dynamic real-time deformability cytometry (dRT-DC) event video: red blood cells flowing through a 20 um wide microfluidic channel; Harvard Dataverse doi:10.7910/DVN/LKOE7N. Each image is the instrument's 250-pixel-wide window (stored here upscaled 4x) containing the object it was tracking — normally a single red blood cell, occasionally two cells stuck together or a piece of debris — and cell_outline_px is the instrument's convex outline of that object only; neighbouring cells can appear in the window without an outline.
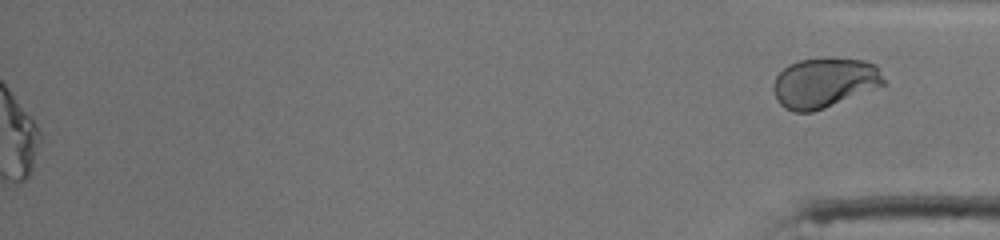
{"species": "human", "species_latin": "Homo sapiens", "temperature_condition": "cold", "stored_images_in_passage": 53, "segment_of_instrument_passage": [2, 2], "camera_frame_rate_fps": 3000, "um_per_image_px": 0.085, "donor": {"sex": "male"}, "frame": {"image": 1, "passage_image": 53, "time_ms": 17.333, "image_size_px": [1000, 240], "cell_outline_px": [[884, 84], [824, 108], [812, 112], [796, 112], [784, 108], [776, 100], [772, 88], [772, 84], [776, 76], [788, 64], [800, 60], [832, 56], [864, 60], [876, 64], [880, 68], [884, 80]], "centroid_in_image_um": [70.04, 6.99], "position_along_channel_um": 365.2, "area_um2": 32.37}}